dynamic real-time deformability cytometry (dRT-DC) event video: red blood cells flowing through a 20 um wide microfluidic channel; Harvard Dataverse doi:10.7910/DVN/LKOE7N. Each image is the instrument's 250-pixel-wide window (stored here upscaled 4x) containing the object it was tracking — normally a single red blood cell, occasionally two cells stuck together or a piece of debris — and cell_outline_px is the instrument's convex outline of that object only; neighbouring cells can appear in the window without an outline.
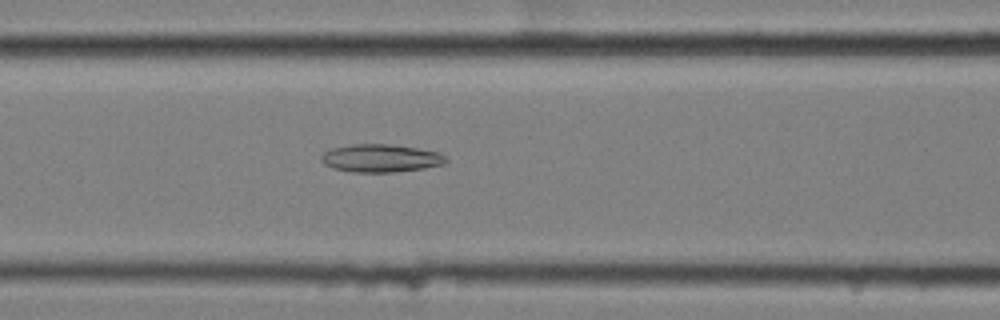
{"species": "common noctule bat (a hibernating species)", "species_latin": "Nyctalus noctula", "temperature_condition": "cold", "stored_images_in_passage": 58, "camera_frame_rate_fps": 3000, "um_per_image_px": 0.085, "animal": {"sex": "female", "body_mass_g": 25.1}, "frame": {"image": 1, "passage_image": 24, "time_ms": 7.667, "image_size_px": [1000, 320], "cell_outline_px": [[448, 160], [444, 164], [424, 168], [392, 172], [352, 172], [332, 168], [324, 164], [320, 160], [320, 156], [324, 152], [332, 148], [352, 144], [388, 144], [416, 148], [440, 152]], "centroid_in_image_um": [32.33, 13.45], "position_along_channel_um": 134.3, "area_um2": 20.29}}
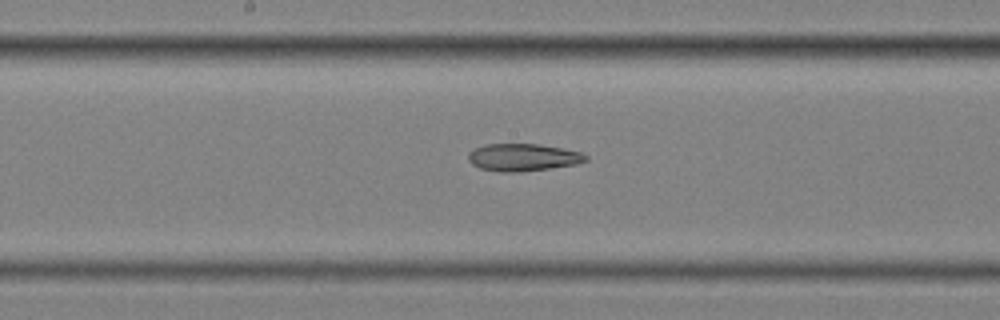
{"frame": {"image": 2, "passage_image": 30, "time_ms": 9.667, "image_size_px": [1000, 320], "cell_outline_px": [[588, 160], [576, 164], [520, 172], [496, 172], [480, 168], [472, 164], [468, 160], [468, 152], [484, 144], [536, 144], [564, 148], [580, 152], [588, 156]], "centroid_in_image_um": [44.43, 13.37], "position_along_channel_um": 203.8, "area_um2": 18.79}}
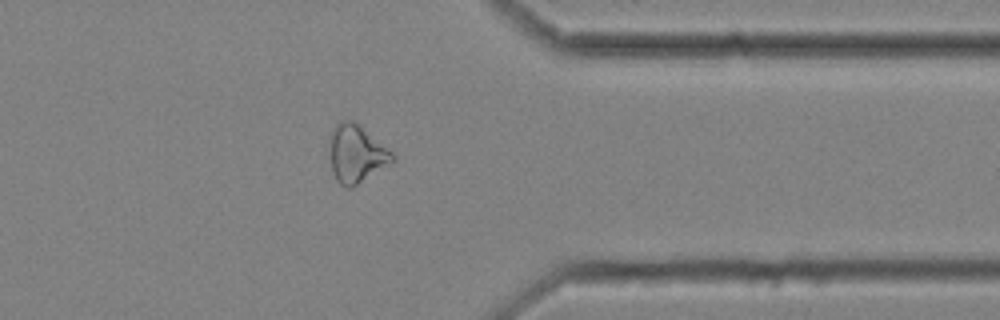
{"frame": {"image": 3, "passage_image": 46, "time_ms": 15.0, "image_size_px": [1000, 320], "cell_outline_px": [[396, 160], [352, 188], [348, 188], [340, 184], [336, 180], [332, 172], [328, 144], [332, 128], [340, 120], [352, 120], [392, 152], [396, 156]], "centroid_in_image_um": [30.25, 13.09], "position_along_channel_um": 381.1, "area_um2": 21.15}}